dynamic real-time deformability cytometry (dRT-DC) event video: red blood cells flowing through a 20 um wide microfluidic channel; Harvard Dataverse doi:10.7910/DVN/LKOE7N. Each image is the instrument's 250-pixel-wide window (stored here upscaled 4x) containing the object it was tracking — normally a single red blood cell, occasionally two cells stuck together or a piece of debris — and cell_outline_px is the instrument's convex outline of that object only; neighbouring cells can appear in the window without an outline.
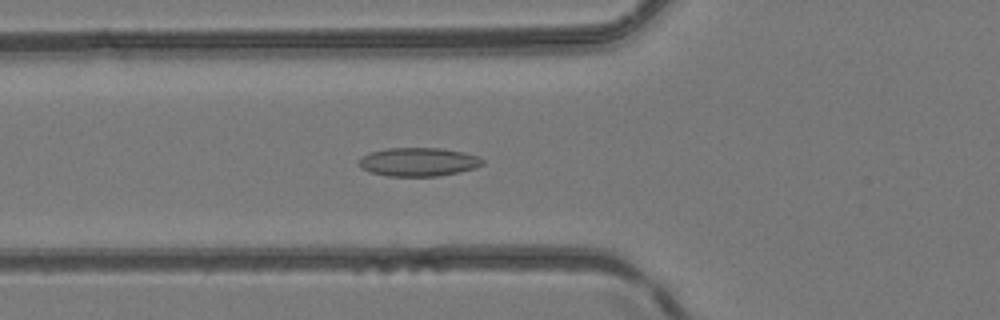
{"species": "common noctule bat (a hibernating species)", "species_latin": "Nyctalus noctula", "temperature_condition": "room temperature", "stored_images_in_passage": 43, "camera_frame_rate_fps": 3000, "um_per_image_px": 0.085, "animal": {"sex": "female", "body_mass_g": 24.6, "forearm_length_mm": 56.2}, "frame": {"image": 1, "passage_image": 13, "time_ms": 4.0, "image_size_px": [1000, 320], "cell_outline_px": [[484, 164], [476, 168], [436, 176], [388, 176], [372, 172], [360, 168], [360, 160], [364, 156], [372, 152], [388, 148], [440, 148], [464, 152], [476, 156], [484, 160]], "centroid_in_image_um": [35.6, 13.76], "position_along_channel_um": 90.2, "area_um2": 20.29}}
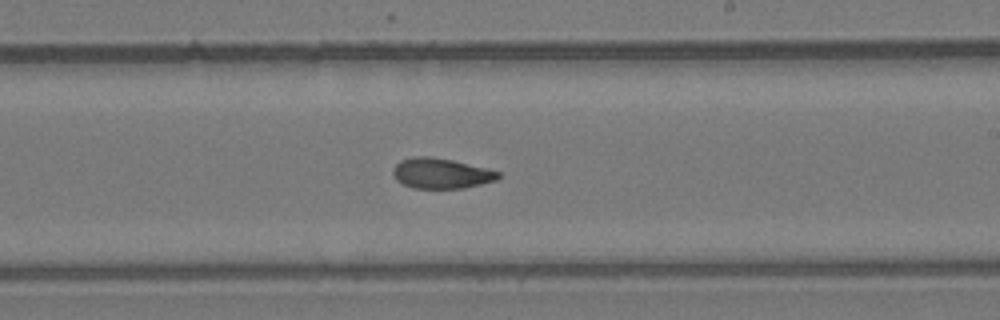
{"frame": {"image": 2, "passage_image": 24, "time_ms": 7.667, "image_size_px": [1000, 320], "cell_outline_px": [[500, 176], [496, 180], [464, 188], [412, 188], [396, 180], [392, 172], [396, 164], [400, 160], [412, 156], [428, 156], [452, 160], [500, 172]], "centroid_in_image_um": [37.45, 14.73], "position_along_channel_um": 251.5, "area_um2": 18.44}}
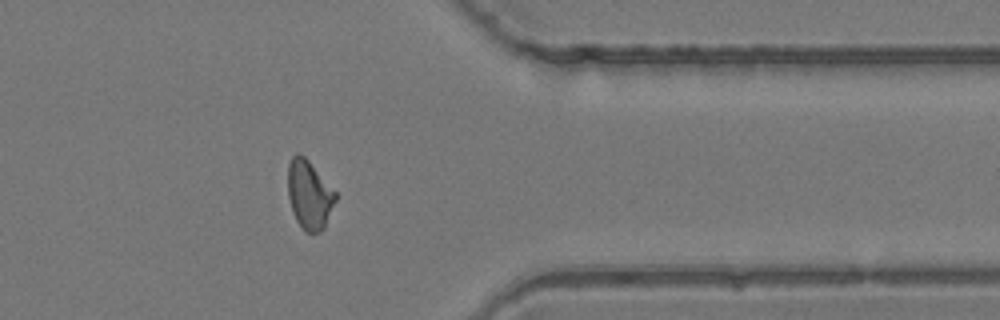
{"frame": {"image": 3, "passage_image": 34, "time_ms": 11.0, "image_size_px": [1000, 320], "cell_outline_px": [[336, 200], [324, 228], [320, 232], [304, 232], [296, 220], [288, 196], [288, 164], [292, 156], [296, 152], [300, 152], [308, 160], [336, 192]], "centroid_in_image_um": [26.28, 16.54], "position_along_channel_um": 385.1, "area_um2": 19.02}}